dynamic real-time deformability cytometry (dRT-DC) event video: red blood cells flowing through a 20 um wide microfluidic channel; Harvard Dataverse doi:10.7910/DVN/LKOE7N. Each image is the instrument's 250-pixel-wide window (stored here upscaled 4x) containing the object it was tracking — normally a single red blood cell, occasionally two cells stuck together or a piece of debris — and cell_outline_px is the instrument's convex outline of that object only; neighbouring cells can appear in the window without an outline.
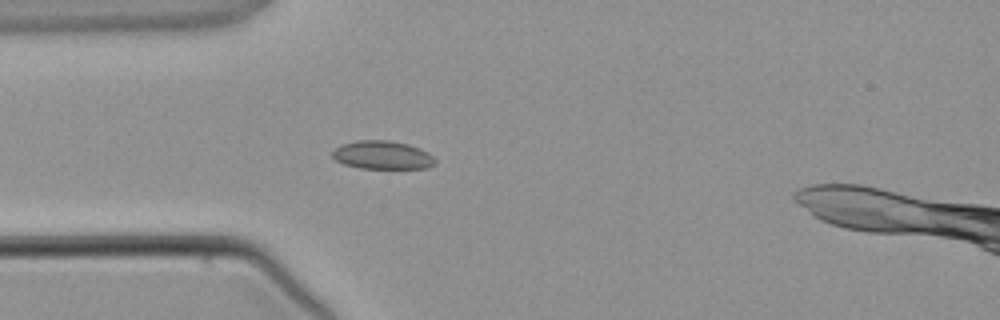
{"species": "common noctule bat (a hibernating species)", "species_latin": "Nyctalus noctula", "temperature_condition": "warm", "stored_images_in_passage": 3, "camera_frame_rate_fps": 3000, "um_per_image_px": 0.085, "animal": {"sex": "male", "body_mass_g": 21.5, "forearm_length_mm": 52.0}, "frame": {"image": 1, "passage_image": 3, "time_ms": 2.667, "image_size_px": [1000, 320], "cell_outline_px": [[436, 164], [428, 168], [360, 168], [344, 164], [336, 160], [332, 156], [332, 152], [340, 144], [356, 140], [388, 140], [408, 144], [420, 148], [428, 152], [436, 160]], "centroid_in_image_um": [32.51, 13.17], "position_along_channel_um": 52.5, "area_um2": 17.05}}